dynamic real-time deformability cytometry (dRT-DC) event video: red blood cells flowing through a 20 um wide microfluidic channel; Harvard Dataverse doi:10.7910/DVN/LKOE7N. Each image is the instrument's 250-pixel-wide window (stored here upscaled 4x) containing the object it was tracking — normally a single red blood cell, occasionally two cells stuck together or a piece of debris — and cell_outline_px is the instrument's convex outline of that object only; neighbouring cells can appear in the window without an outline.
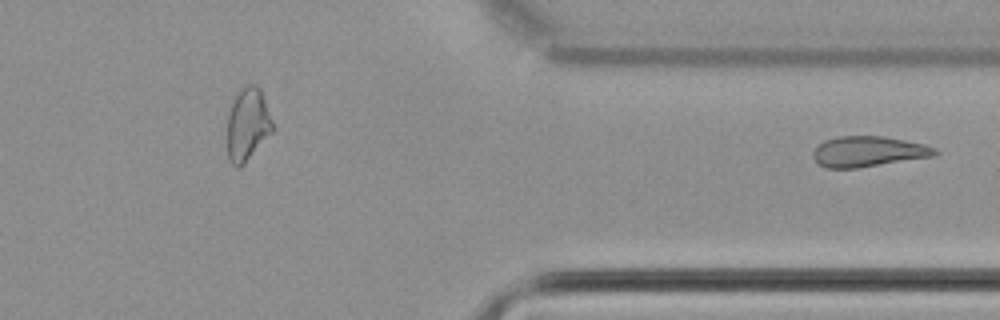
{"species": "common noctule bat (a hibernating species)", "species_latin": "Nyctalus noctula", "temperature_condition": "cold", "stored_images_in_passage": 37, "segment_of_instrument_passage": [2, 2], "camera_frame_rate_fps": 3000, "um_per_image_px": 0.085, "animal": {"sex": "female", "body_mass_g": 22.7, "forearm_length_mm": 54.2}, "frame": {"image": 1, "passage_image": 37, "time_ms": 12.0, "image_size_px": [1000, 320], "cell_outline_px": [[940, 152], [936, 156], [860, 168], [824, 168], [816, 164], [812, 156], [812, 152], [824, 140], [840, 136], [884, 136], [924, 144], [936, 148]], "centroid_in_image_um": [73.81, 12.89], "position_along_channel_um": 337.6, "area_um2": 22.02}}